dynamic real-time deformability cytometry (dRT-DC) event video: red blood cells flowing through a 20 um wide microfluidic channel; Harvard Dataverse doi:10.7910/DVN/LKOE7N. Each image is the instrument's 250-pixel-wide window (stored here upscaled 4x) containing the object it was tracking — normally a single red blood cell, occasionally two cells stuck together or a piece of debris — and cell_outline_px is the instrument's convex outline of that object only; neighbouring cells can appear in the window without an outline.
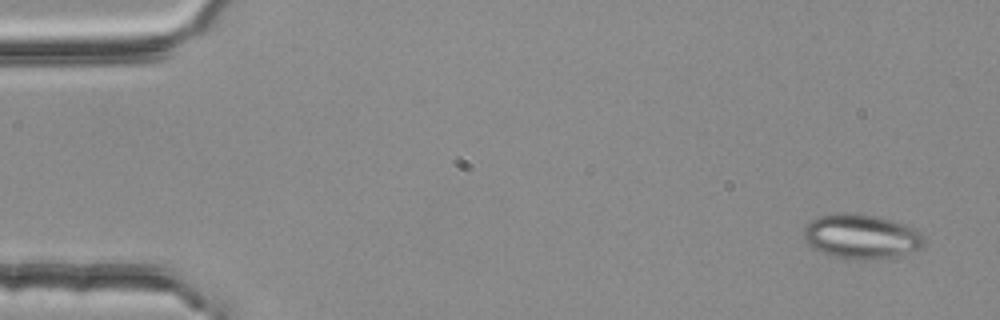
{"species": "common noctule bat (a hibernating species)", "species_latin": "Nyctalus noctula", "temperature_condition": "room temperature", "stored_images_in_passage": 4, "camera_frame_rate_fps": 3000, "um_per_image_px": 0.085, "animal": {"sex": "female", "body_mass_g": 25.1}, "frame": {"image": 1, "passage_image": 1, "time_ms": 0.0, "image_size_px": [1000, 320], "cell_outline_px": [[924, 240], [920, 248], [884, 260], [844, 260], [820, 252], [812, 248], [804, 240], [804, 228], [816, 216], [836, 212], [844, 212], [876, 216], [892, 220], [904, 224], [920, 232]], "centroid_in_image_um": [73.16, 20.12], "position_along_channel_um": 11.8, "area_um2": 31.67}}